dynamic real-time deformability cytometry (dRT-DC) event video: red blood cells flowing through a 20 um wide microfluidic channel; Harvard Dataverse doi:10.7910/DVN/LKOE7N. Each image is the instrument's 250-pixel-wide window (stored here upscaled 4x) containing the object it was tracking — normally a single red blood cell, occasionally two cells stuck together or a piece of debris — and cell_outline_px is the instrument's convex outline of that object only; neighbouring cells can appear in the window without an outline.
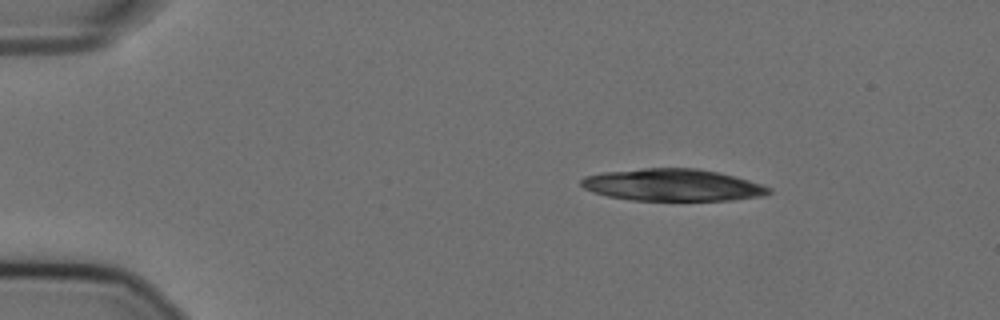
{"species": "Egyptian fruit bat (a non-hibernating species)", "species_latin": "Rousettus aegyptiacus", "temperature_condition": "cold", "stored_images_in_passage": 20, "camera_frame_rate_fps": 3000, "um_per_image_px": 0.085, "animal": {"sex": "female"}, "frame": {"image": 1, "passage_image": 8, "time_ms": 2.333, "image_size_px": [1000, 320], "cell_outline_px": [[772, 192], [760, 196], [732, 200], [632, 200], [608, 196], [592, 192], [584, 188], [580, 184], [580, 180], [584, 176], [604, 172], [644, 168], [696, 168], [736, 176], [772, 188]], "centroid_in_image_um": [57.15, 15.72], "position_along_channel_um": 27.9, "area_um2": 34.91}}